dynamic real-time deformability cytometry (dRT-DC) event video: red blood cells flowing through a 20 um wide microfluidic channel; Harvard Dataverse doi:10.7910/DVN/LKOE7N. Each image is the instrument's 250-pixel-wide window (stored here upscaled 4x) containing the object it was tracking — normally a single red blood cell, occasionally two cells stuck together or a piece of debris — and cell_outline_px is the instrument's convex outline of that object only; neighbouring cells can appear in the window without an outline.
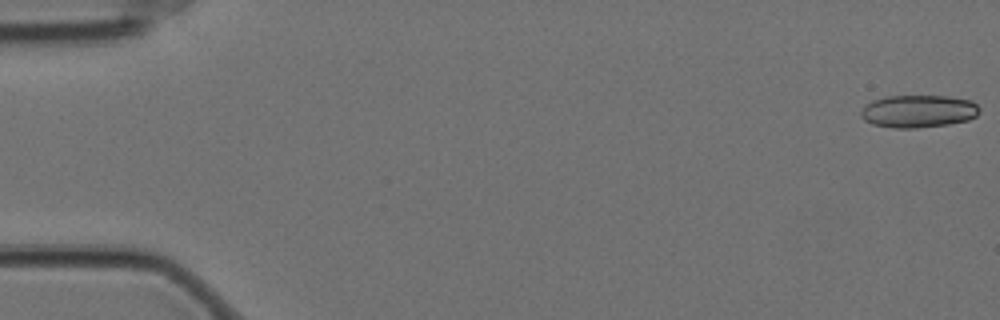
{"species": "Egyptian fruit bat (a non-hibernating species)", "species_latin": "Rousettus aegyptiacus", "temperature_condition": "cold", "stored_images_in_passage": 12, "camera_frame_rate_fps": 3000, "um_per_image_px": 0.085, "animal": {"sex": "female"}, "frame": {"image": 1, "passage_image": 1, "time_ms": 0.0, "image_size_px": [1000, 320], "cell_outline_px": [[980, 112], [976, 116], [968, 120], [948, 124], [916, 128], [892, 128], [872, 124], [864, 120], [860, 116], [860, 112], [872, 100], [884, 96], [948, 96], [972, 100], [980, 108]], "centroid_in_image_um": [78.07, 9.45], "position_along_channel_um": 6.9, "area_um2": 22.66}}